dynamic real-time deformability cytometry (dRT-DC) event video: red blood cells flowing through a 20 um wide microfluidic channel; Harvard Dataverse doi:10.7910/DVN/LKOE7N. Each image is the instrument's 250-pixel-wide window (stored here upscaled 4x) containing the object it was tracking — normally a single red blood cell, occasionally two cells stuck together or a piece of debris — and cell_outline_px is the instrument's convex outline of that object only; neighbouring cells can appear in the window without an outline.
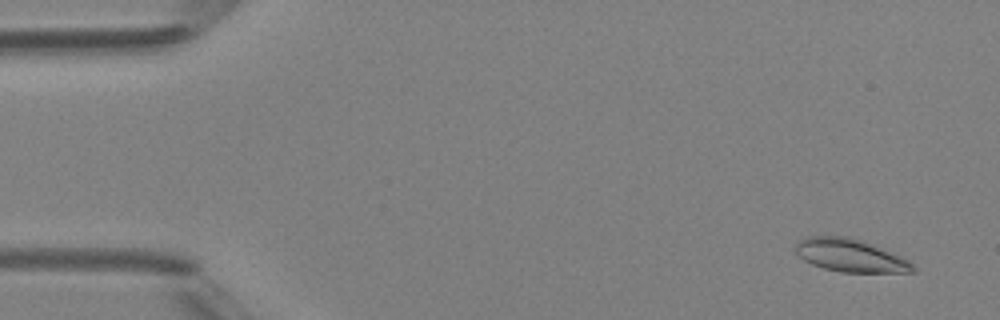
{"species": "Egyptian fruit bat (a non-hibernating species)", "species_latin": "Rousettus aegyptiacus", "temperature_condition": "room temperature", "stored_images_in_passage": 4, "camera_frame_rate_fps": 3000, "um_per_image_px": 0.085, "animal": {"sex": "female"}, "frame": {"image": 1, "passage_image": 1, "time_ms": 0.0, "image_size_px": [1000, 320], "cell_outline_px": [[916, 272], [840, 272], [824, 268], [812, 264], [804, 260], [796, 252], [796, 244], [804, 236], [848, 236], [872, 244], [892, 252], [908, 260], [916, 268]], "centroid_in_image_um": [72.28, 21.71], "position_along_channel_um": 12.7, "area_um2": 22.37}}
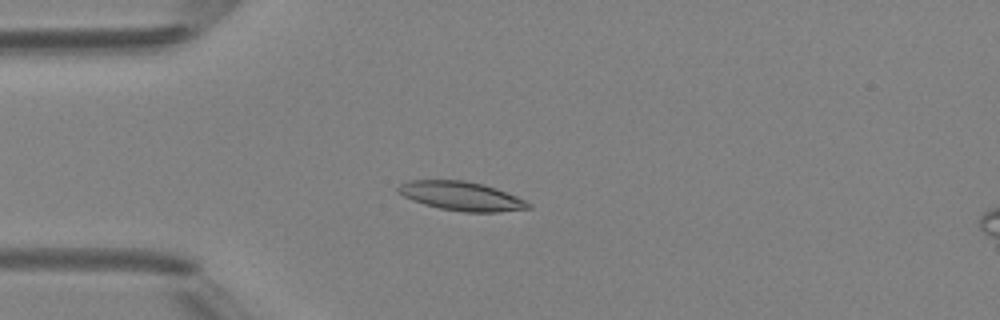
{"frame": {"image": 2, "passage_image": 4, "time_ms": 3.333, "image_size_px": [1000, 320], "cell_outline_px": [[532, 208], [496, 212], [464, 212], [440, 208], [424, 204], [412, 200], [396, 192], [396, 188], [400, 184], [408, 180], [464, 180], [484, 184], [496, 188], [516, 196], [532, 204]], "centroid_in_image_um": [39.2, 16.66], "position_along_channel_um": 45.8, "area_um2": 22.02}}